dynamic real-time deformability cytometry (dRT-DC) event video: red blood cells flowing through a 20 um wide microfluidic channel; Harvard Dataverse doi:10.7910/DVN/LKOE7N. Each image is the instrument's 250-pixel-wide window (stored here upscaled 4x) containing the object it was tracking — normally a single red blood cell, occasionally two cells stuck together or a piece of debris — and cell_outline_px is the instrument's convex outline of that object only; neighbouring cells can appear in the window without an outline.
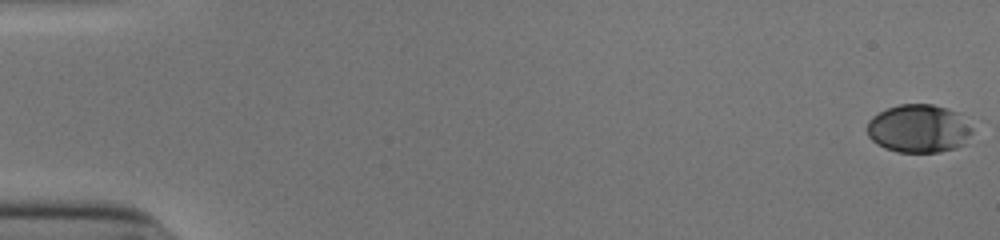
{"species": "human", "species_latin": "Homo sapiens", "temperature_condition": "cold", "stored_images_in_passage": 54, "camera_frame_rate_fps": 3000, "um_per_image_px": 0.085, "donor": {"sex": "male"}, "frame": {"image": 1, "passage_image": 1, "time_ms": 0.0, "image_size_px": [1000, 240], "cell_outline_px": [[972, 132], [964, 144], [956, 148], [940, 152], [896, 152], [884, 148], [876, 144], [868, 136], [864, 128], [868, 120], [872, 116], [888, 108], [900, 104], [932, 104], [948, 108], [960, 112], [972, 128]], "centroid_in_image_um": [78.07, 10.93], "position_along_channel_um": 6.9, "area_um2": 30.06}}
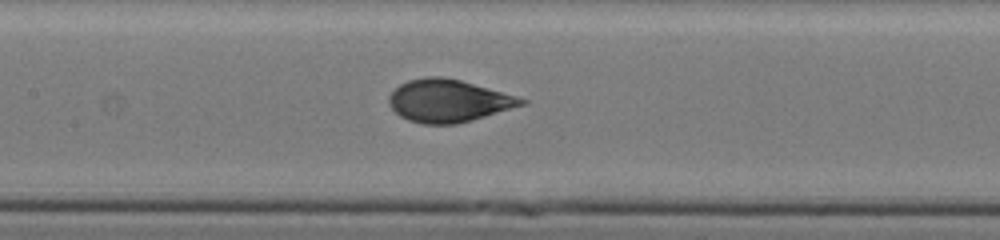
{"frame": {"image": 2, "passage_image": 27, "time_ms": 8.667, "image_size_px": [1000, 240], "cell_outline_px": [[528, 100], [524, 104], [472, 120], [456, 124], [424, 124], [408, 120], [400, 116], [388, 104], [388, 96], [400, 84], [408, 80], [424, 76], [440, 76], [460, 80], [516, 96]], "centroid_in_image_um": [38.06, 8.56], "position_along_channel_um": 169.3, "area_um2": 32.54}}
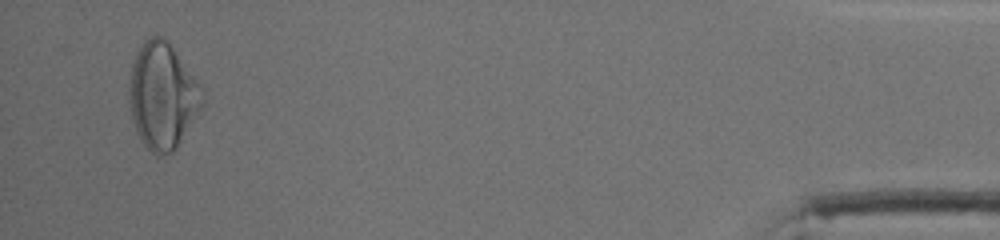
{"frame": {"image": 3, "passage_image": 52, "time_ms": 17.0, "image_size_px": [1000, 240], "cell_outline_px": [[204, 100], [176, 148], [172, 152], [160, 156], [156, 156], [140, 140], [132, 116], [128, 88], [132, 64], [140, 44], [148, 36], [164, 36], [168, 40], [204, 88]], "centroid_in_image_um": [13.81, 8.09], "position_along_channel_um": 421.4, "area_um2": 45.2}, "authors_computed_cell_mechanics": {"area_um2": 32.5992, "velocity_mm_per_s": 3.913, "shape_relaxation_time_tau1_ms": 4.7164, "shape_relaxation_time_tau2_ms": null, "deformation_change_tau1": 0.1787, "deformation_change_tau2": null}}